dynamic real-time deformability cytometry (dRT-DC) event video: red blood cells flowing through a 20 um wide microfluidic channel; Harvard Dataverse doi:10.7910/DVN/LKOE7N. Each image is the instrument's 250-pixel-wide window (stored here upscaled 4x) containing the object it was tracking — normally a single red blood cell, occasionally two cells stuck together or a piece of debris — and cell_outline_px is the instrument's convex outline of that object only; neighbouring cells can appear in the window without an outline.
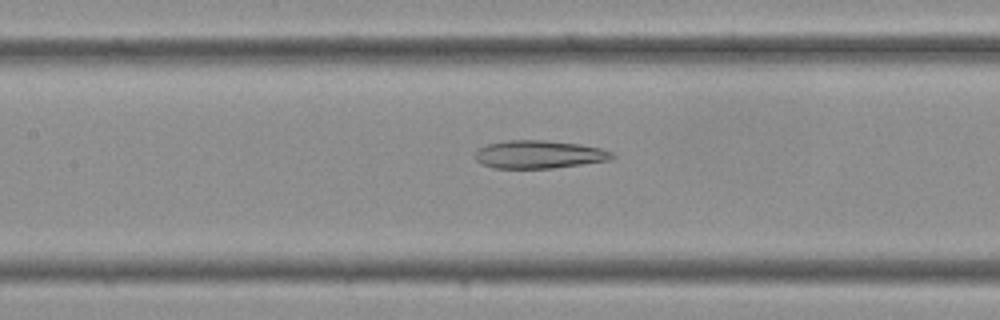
{"species": "Egyptian fruit bat (a non-hibernating species)", "species_latin": "Rousettus aegyptiacus", "temperature_condition": "cold", "stored_images_in_passage": 15, "camera_frame_rate_fps": 3000, "um_per_image_px": 0.085, "frame": {"image": 1, "passage_image": 13, "time_ms": 4.0, "image_size_px": [1000, 320], "cell_outline_px": [[616, 156], [612, 160], [552, 168], [492, 168], [480, 164], [476, 160], [476, 152], [480, 148], [488, 144], [508, 140], [548, 140], [580, 144], [600, 148], [612, 152]], "centroid_in_image_um": [45.84, 13.13], "position_along_channel_um": 161.6, "area_um2": 22.43}}